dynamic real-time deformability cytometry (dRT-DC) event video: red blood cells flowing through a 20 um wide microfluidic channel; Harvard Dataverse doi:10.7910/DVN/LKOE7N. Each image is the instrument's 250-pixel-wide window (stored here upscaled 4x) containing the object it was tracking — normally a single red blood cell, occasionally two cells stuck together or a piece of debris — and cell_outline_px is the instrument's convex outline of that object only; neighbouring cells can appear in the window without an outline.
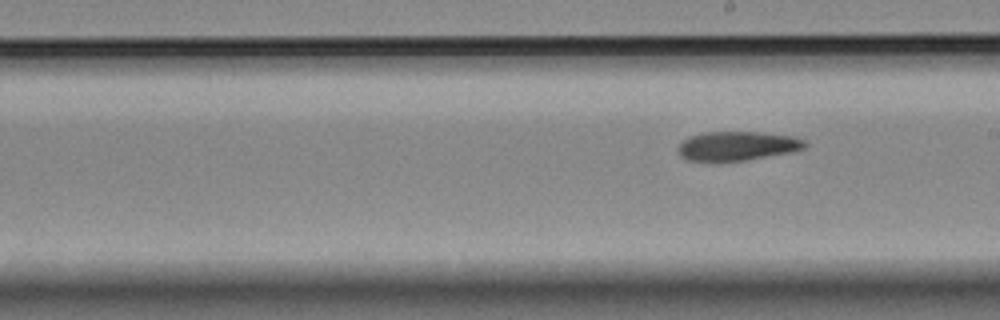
{"species": "Egyptian fruit bat (a non-hibernating species)", "species_latin": "Rousettus aegyptiacus", "temperature_condition": "room temperature", "stored_images_in_passage": 8, "segment_of_instrument_passage": [2, 2], "camera_frame_rate_fps": 3000, "um_per_image_px": 0.085, "animal": {"sex": "female"}, "frame": {"image": 1, "passage_image": 8, "time_ms": 9.667, "image_size_px": [1000, 320], "cell_outline_px": [[808, 144], [804, 148], [792, 152], [744, 160], [712, 164], [708, 164], [688, 160], [680, 156], [676, 152], [676, 148], [684, 140], [692, 136], [704, 132], [760, 132], [792, 136], [804, 140]], "centroid_in_image_um": [62.59, 12.45], "position_along_channel_um": 226.4, "area_um2": 22.14}}